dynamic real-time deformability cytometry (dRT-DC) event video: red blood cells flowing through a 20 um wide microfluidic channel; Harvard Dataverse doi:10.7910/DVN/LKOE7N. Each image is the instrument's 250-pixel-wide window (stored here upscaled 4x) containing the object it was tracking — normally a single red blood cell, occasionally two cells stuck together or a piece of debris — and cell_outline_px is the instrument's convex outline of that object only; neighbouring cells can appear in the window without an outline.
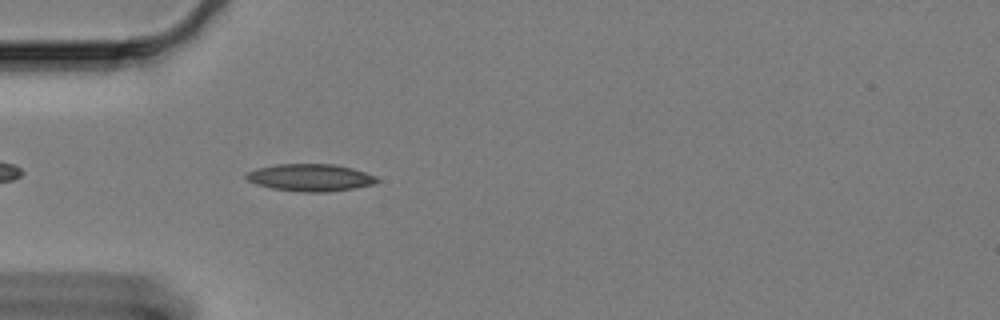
{"species": "Egyptian fruit bat (a non-hibernating species)", "species_latin": "Rousettus aegyptiacus", "temperature_condition": "cold", "stored_images_in_passage": 48, "camera_frame_rate_fps": 3000, "um_per_image_px": 0.085, "animal": {"sex": "female"}, "frame": {"image": 1, "passage_image": 5, "time_ms": 1.333, "image_size_px": [1000, 320], "cell_outline_px": [[380, 180], [372, 184], [356, 188], [328, 192], [304, 192], [272, 188], [256, 184], [248, 180], [244, 176], [248, 172], [256, 168], [276, 164], [332, 164], [352, 168], [376, 176]], "centroid_in_image_um": [26.37, 15.09], "position_along_channel_um": 58.6, "area_um2": 20.69}}
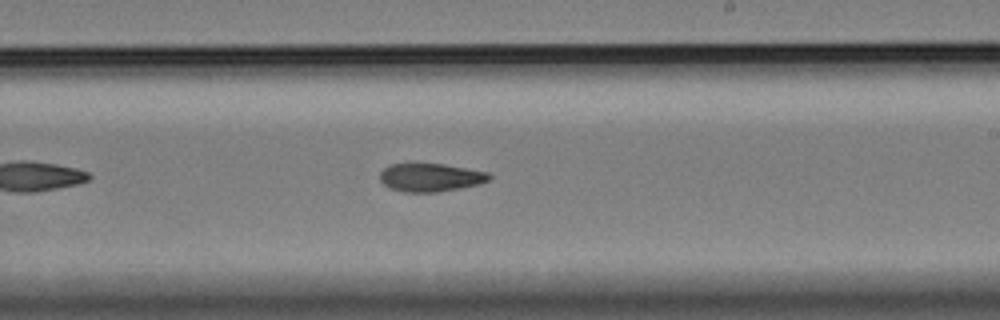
{"frame": {"image": 2, "passage_image": 23, "time_ms": 7.333, "image_size_px": [1000, 320], "cell_outline_px": [[492, 176], [488, 180], [480, 184], [460, 188], [436, 192], [404, 192], [388, 188], [380, 180], [380, 172], [384, 168], [392, 164], [444, 164], [488, 172]], "centroid_in_image_um": [36.59, 15.09], "position_along_channel_um": 252.4, "area_um2": 17.92}}
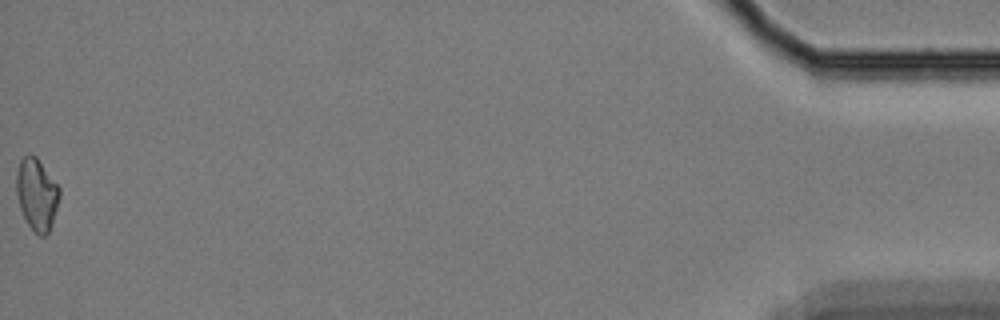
{"frame": {"image": 3, "passage_image": 48, "time_ms": 15.667, "image_size_px": [1000, 320], "cell_outline_px": [[60, 196], [52, 224], [48, 232], [44, 236], [40, 236], [28, 224], [20, 208], [16, 192], [16, 176], [20, 160], [24, 156], [36, 156], [60, 188]], "centroid_in_image_um": [3.13, 16.52], "position_along_channel_um": 432.1, "area_um2": 17.74}}